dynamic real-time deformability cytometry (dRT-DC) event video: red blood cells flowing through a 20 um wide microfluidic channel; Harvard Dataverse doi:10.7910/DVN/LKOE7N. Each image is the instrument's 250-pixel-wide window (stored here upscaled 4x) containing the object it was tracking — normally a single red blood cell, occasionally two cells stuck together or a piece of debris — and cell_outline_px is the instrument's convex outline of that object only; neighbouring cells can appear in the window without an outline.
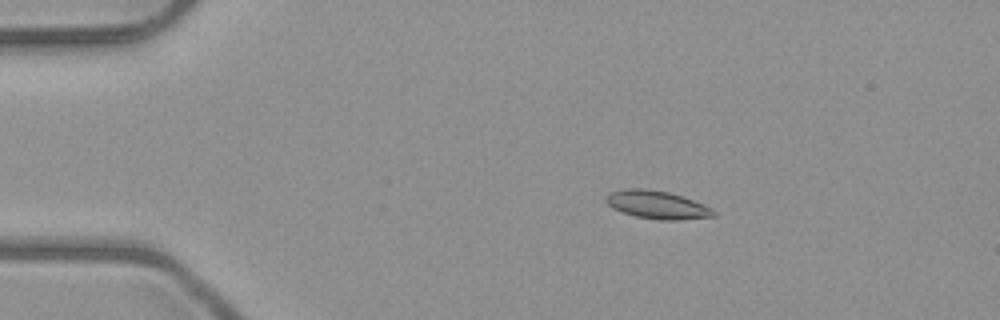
{"species": "common noctule bat (a hibernating species)", "species_latin": "Nyctalus noctula", "temperature_condition": "room temperature", "stored_images_in_passage": 5, "camera_frame_rate_fps": 3000, "um_per_image_px": 0.085, "animal": {"sex": "male", "body_mass_g": 23.1, "forearm_length_mm": 52.7}, "frame": {"image": 1, "passage_image": 2, "time_ms": 1.0, "image_size_px": [1000, 320], "cell_outline_px": [[716, 216], [680, 220], [660, 220], [636, 216], [612, 208], [604, 200], [604, 196], [612, 192], [628, 188], [640, 188], [668, 192], [704, 204], [712, 208], [716, 212]], "centroid_in_image_um": [55.86, 17.41], "position_along_channel_um": 29.1, "area_um2": 17.46}}
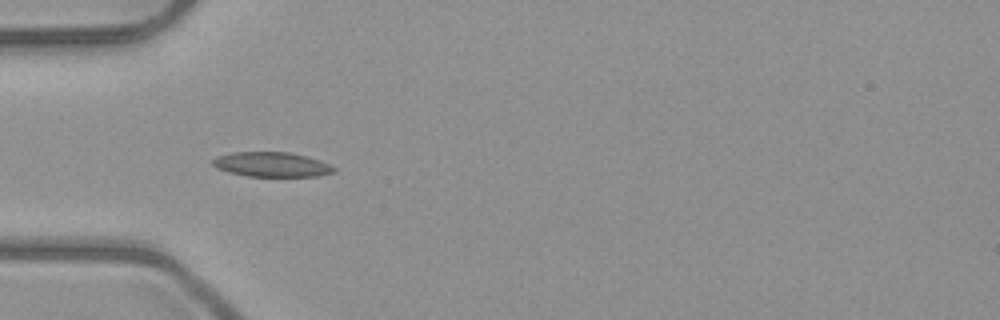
{"frame": {"image": 2, "passage_image": 4, "time_ms": 3.333, "image_size_px": [1000, 320], "cell_outline_px": [[336, 172], [320, 176], [248, 176], [228, 172], [216, 168], [212, 164], [212, 160], [216, 156], [232, 152], [288, 152], [320, 160], [336, 168]], "centroid_in_image_um": [23.08, 13.98], "position_along_channel_um": 61.9, "area_um2": 17.46}}
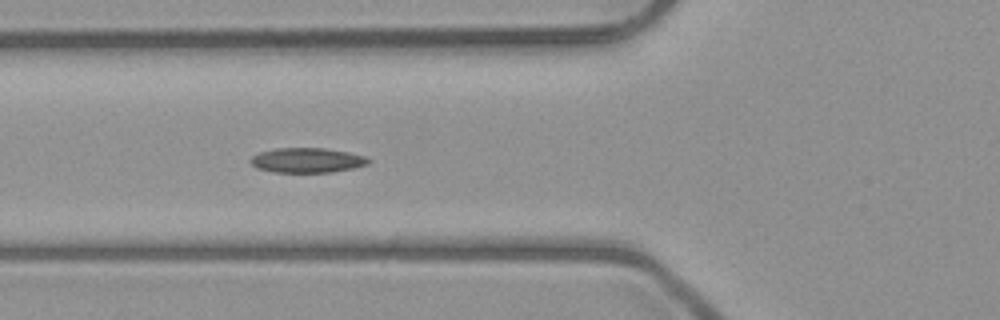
{"frame": {"image": 3, "passage_image": 5, "time_ms": 4.333, "image_size_px": [1000, 320], "cell_outline_px": [[372, 160], [368, 164], [352, 168], [332, 172], [272, 172], [256, 168], [248, 160], [252, 156], [260, 152], [276, 148], [324, 148], [348, 152], [364, 156]], "centroid_in_image_um": [26.08, 13.62], "position_along_channel_um": 99.7, "area_um2": 17.05}}